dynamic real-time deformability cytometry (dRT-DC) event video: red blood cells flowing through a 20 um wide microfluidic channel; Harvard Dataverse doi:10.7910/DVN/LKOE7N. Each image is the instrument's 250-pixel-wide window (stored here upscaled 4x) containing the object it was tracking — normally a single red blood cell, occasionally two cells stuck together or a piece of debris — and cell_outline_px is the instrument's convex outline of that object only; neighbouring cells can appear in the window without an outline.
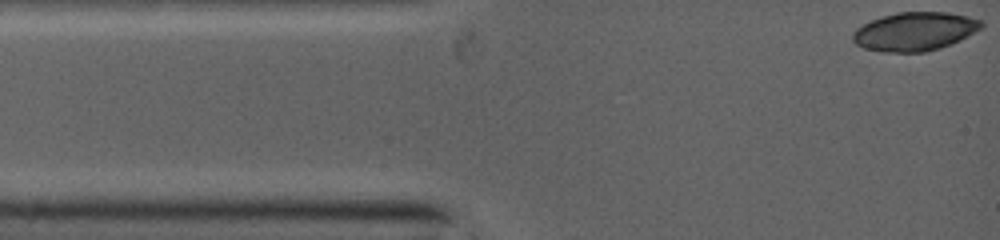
{"species": "common noctule bat (a hibernating species)", "species_latin": "Nyctalus noctula", "temperature_condition": "warm", "stored_images_in_passage": 5, "camera_frame_rate_fps": 5000, "um_per_image_px": 0.085, "animal": {"sex": "female", "body_mass_g": 19.0, "forearm_length_mm": 53.3}, "frame": {"image": 1, "passage_image": 1, "time_ms": 0.0, "image_size_px": [1000, 240], "cell_outline_px": [[984, 24], [980, 28], [948, 44], [924, 52], [888, 52], [864, 48], [856, 44], [852, 40], [852, 36], [856, 28], [872, 20], [884, 16], [900, 12], [944, 12], [964, 16], [980, 20]], "centroid_in_image_um": [77.68, 2.67], "position_along_channel_um": 7.3, "area_um2": 28.03}}